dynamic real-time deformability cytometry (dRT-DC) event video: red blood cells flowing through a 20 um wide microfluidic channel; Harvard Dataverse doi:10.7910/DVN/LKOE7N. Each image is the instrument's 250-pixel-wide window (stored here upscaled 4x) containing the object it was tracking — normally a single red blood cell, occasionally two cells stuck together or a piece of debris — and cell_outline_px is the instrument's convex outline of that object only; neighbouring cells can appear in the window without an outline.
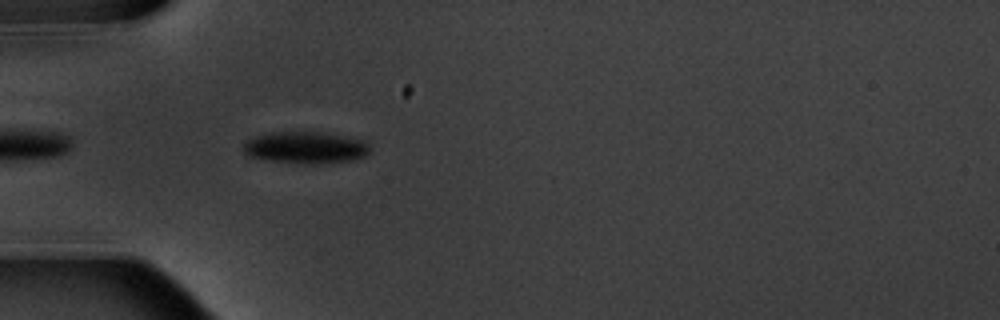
{"species": "common noctule bat (a hibernating species)", "species_latin": "Nyctalus noctula", "temperature_condition": "warm", "stored_images_in_passage": 6, "camera_frame_rate_fps": 3000, "um_per_image_px": 0.085, "animal": {"sex": "male", "body_mass_g": 20.1, "forearm_length_mm": 53.5}, "frame": {"image": 1, "passage_image": 6, "time_ms": 6.0, "image_size_px": [1000, 320], "cell_outline_px": [[368, 152], [364, 156], [352, 160], [312, 164], [304, 164], [268, 160], [252, 156], [244, 152], [244, 144], [248, 140], [256, 136], [272, 132], [320, 132], [364, 140], [368, 144]], "centroid_in_image_um": [25.97, 12.54], "position_along_channel_um": 59.0, "area_um2": 23.06}}